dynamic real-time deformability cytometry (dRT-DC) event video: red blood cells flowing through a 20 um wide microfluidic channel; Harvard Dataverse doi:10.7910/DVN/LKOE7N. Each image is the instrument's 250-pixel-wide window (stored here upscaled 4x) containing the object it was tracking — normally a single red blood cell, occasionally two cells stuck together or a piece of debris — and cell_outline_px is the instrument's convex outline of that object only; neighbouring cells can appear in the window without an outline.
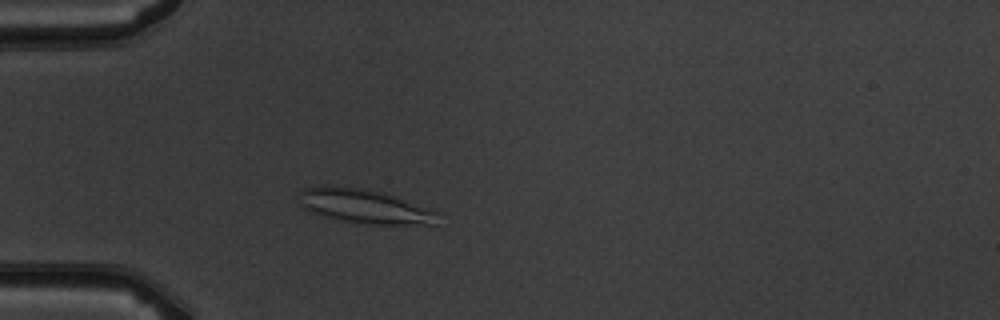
{"species": "common noctule bat (a hibernating species)", "species_latin": "Nyctalus noctula", "temperature_condition": "warm", "stored_images_in_passage": 3, "camera_frame_rate_fps": 3000, "um_per_image_px": 0.085, "animal": {"sex": "male", "body_mass_g": 19.5, "forearm_length_mm": 54.6}, "frame": {"image": 1, "passage_image": 3, "time_ms": 3.0, "image_size_px": [1000, 320], "cell_outline_px": [[440, 212], [436, 228], [368, 224], [328, 216], [312, 212], [304, 208], [300, 204], [300, 192], [304, 188], [324, 184], [364, 188], [384, 192], [396, 196]], "centroid_in_image_um": [31.17, 17.56], "position_along_channel_um": 53.8, "area_um2": 28.55}}